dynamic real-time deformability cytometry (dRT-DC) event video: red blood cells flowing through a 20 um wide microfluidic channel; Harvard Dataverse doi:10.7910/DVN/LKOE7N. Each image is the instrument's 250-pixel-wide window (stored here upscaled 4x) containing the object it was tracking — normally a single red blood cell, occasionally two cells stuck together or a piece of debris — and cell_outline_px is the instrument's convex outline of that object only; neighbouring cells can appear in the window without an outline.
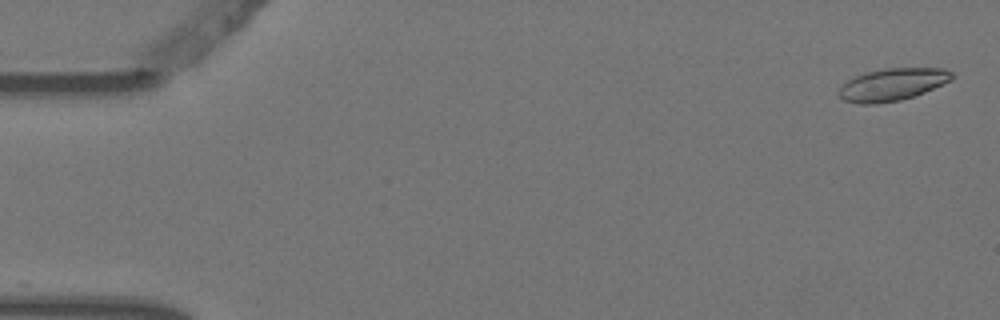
{"species": "Egyptian fruit bat (a non-hibernating species)", "species_latin": "Rousettus aegyptiacus", "temperature_condition": "warm", "stored_images_in_passage": 5, "segment_of_instrument_passage": [2, 2], "camera_frame_rate_fps": 3000, "um_per_image_px": 0.085, "animal": {"sex": "female"}, "frame": {"image": 1, "passage_image": 5, "time_ms": 1.333, "image_size_px": [1000, 320], "cell_outline_px": [[956, 76], [952, 80], [924, 92], [900, 100], [876, 104], [860, 104], [844, 100], [840, 96], [840, 88], [848, 80], [864, 72], [884, 68], [944, 68], [952, 72]], "centroid_in_image_um": [75.89, 7.17], "position_along_channel_um": 9.1, "area_um2": 21.21}}